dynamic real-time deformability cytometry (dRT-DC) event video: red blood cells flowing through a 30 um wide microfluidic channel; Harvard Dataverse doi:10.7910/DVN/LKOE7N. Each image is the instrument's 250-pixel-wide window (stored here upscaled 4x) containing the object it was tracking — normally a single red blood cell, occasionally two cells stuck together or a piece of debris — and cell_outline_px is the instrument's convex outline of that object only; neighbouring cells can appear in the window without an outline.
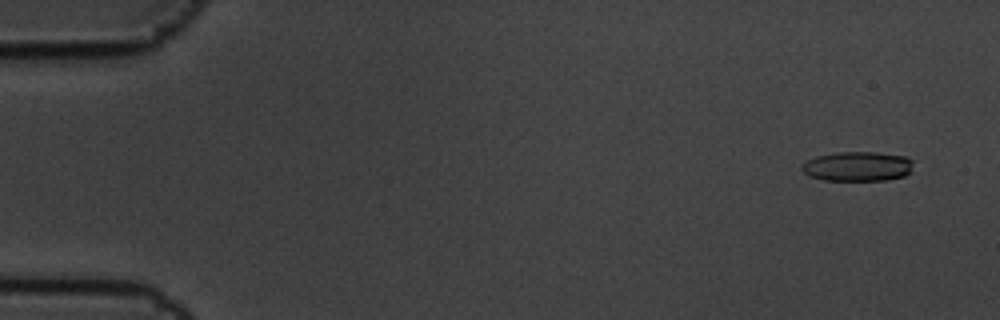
{"species": "common noctule bat (a hibernating species)", "species_latin": "Nyctalus noctula", "temperature_condition": "cold", "stored_images_in_passage": 6, "segment_of_instrument_passage": [1, 2], "camera_frame_rate_fps": 3000, "um_per_image_px": 0.085, "animal": {"sex": "male", "body_mass_g": 19.5, "forearm_length_mm": 54.6}, "frame": {"image": 1, "passage_image": 1, "time_ms": 0.0, "image_size_px": [1000, 320], "cell_outline_px": [[912, 172], [904, 176], [888, 180], [824, 180], [808, 176], [800, 168], [808, 160], [816, 156], [836, 152], [876, 152], [904, 156], [912, 160]], "centroid_in_image_um": [72.91, 14.14], "position_along_channel_um": 12.1, "area_um2": 19.31}}
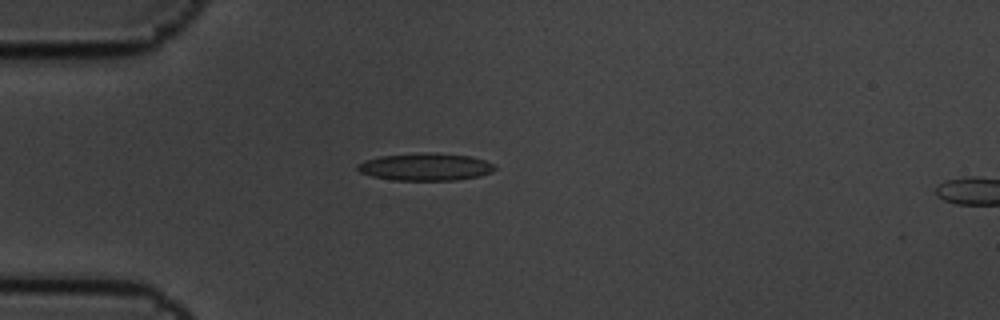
{"frame": {"image": 2, "passage_image": 5, "time_ms": 1.333, "image_size_px": [1000, 320], "cell_outline_px": [[496, 168], [492, 172], [480, 176], [456, 180], [392, 180], [372, 176], [360, 172], [356, 168], [356, 164], [364, 160], [380, 156], [472, 156], [484, 160], [492, 164]], "centroid_in_image_um": [36.14, 14.25], "position_along_channel_um": 48.9, "area_um2": 20.63}}